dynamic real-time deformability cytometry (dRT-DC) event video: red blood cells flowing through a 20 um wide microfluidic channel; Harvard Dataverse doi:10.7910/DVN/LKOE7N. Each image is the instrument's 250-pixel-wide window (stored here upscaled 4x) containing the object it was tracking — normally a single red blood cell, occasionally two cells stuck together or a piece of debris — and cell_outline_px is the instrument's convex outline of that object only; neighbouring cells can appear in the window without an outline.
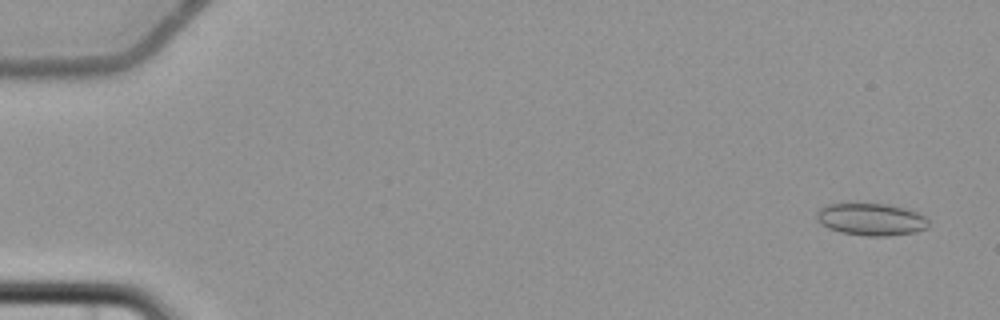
{"species": "common noctule bat (a hibernating species)", "species_latin": "Nyctalus noctula", "temperature_condition": "cold", "stored_images_in_passage": 6, "camera_frame_rate_fps": 3000, "um_per_image_px": 0.085, "animal": {"sex": "female", "body_mass_g": 22.7, "forearm_length_mm": 54.2}, "frame": {"image": 1, "passage_image": 1, "time_ms": 0.0, "image_size_px": [1000, 320], "cell_outline_px": [[928, 228], [916, 232], [888, 236], [864, 236], [840, 232], [828, 228], [820, 224], [816, 220], [816, 212], [820, 208], [828, 204], [888, 204], [904, 208], [916, 212], [924, 216], [928, 220]], "centroid_in_image_um": [74.03, 18.66], "position_along_channel_um": 11.0, "area_um2": 21.1}}
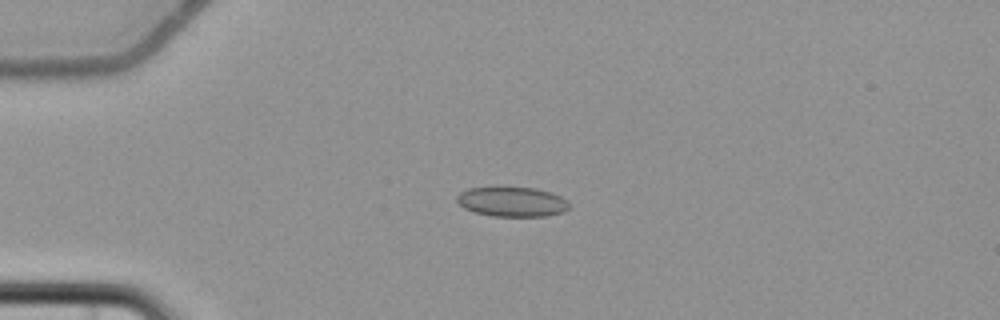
{"frame": {"image": 2, "passage_image": 4, "time_ms": 4.333, "image_size_px": [1000, 320], "cell_outline_px": [[568, 208], [564, 212], [548, 216], [492, 216], [476, 212], [464, 208], [456, 200], [456, 196], [460, 192], [468, 188], [496, 184], [536, 188], [552, 192], [568, 200]], "centroid_in_image_um": [43.5, 17.09], "position_along_channel_um": 41.5, "area_um2": 20.35}}
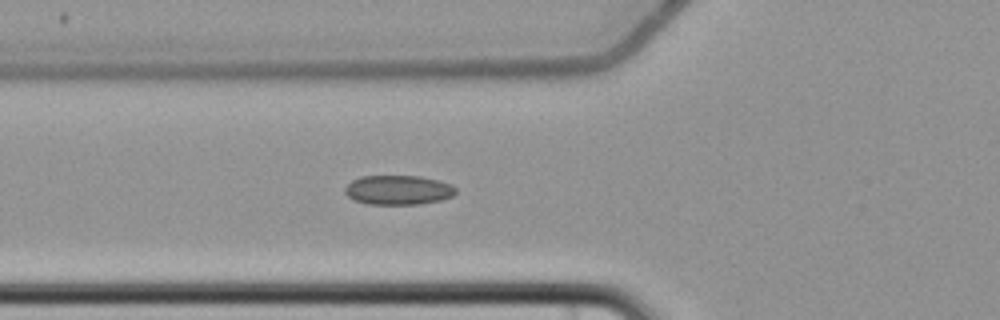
{"frame": {"image": 3, "passage_image": 6, "time_ms": 6.667, "image_size_px": [1000, 320], "cell_outline_px": [[456, 192], [452, 196], [440, 200], [420, 204], [368, 204], [356, 200], [348, 196], [344, 192], [344, 188], [352, 180], [360, 176], [420, 176], [452, 184], [456, 188]], "centroid_in_image_um": [33.85, 16.14], "position_along_channel_um": 92.0, "area_um2": 18.96}}